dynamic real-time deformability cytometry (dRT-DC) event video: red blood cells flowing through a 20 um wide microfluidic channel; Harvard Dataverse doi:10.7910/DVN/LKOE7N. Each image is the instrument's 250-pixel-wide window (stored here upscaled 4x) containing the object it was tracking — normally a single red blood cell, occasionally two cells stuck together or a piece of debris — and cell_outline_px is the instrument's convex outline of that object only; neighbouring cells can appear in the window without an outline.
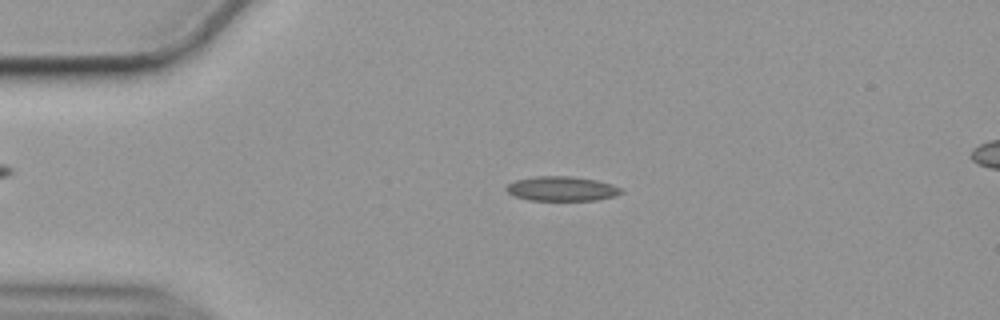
{"species": "common noctule bat (a hibernating species)", "species_latin": "Nyctalus noctula", "temperature_condition": "cold", "stored_images_in_passage": 53, "camera_frame_rate_fps": 3000, "um_per_image_px": 0.085, "animal": {"sex": "female", "body_mass_g": 19.9}, "frame": {"image": 1, "passage_image": 9, "time_ms": 2.667, "image_size_px": [1000, 320], "cell_outline_px": [[624, 192], [616, 196], [596, 200], [528, 200], [516, 196], [508, 192], [504, 188], [508, 184], [516, 180], [536, 176], [572, 176], [596, 180], [612, 184], [620, 188]], "centroid_in_image_um": [47.77, 16.04], "position_along_channel_um": 37.2, "area_um2": 16.42}}
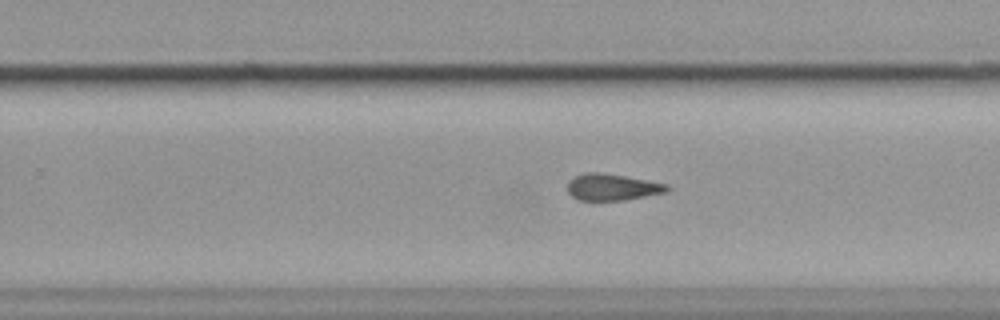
{"frame": {"image": 2, "passage_image": 32, "time_ms": 10.333, "image_size_px": [1000, 320], "cell_outline_px": [[672, 188], [668, 192], [624, 200], [580, 200], [572, 196], [568, 192], [568, 180], [584, 172], [600, 172], [624, 176], [668, 184]], "centroid_in_image_um": [52.06, 15.9], "position_along_channel_um": 277.7, "area_um2": 15.43}}
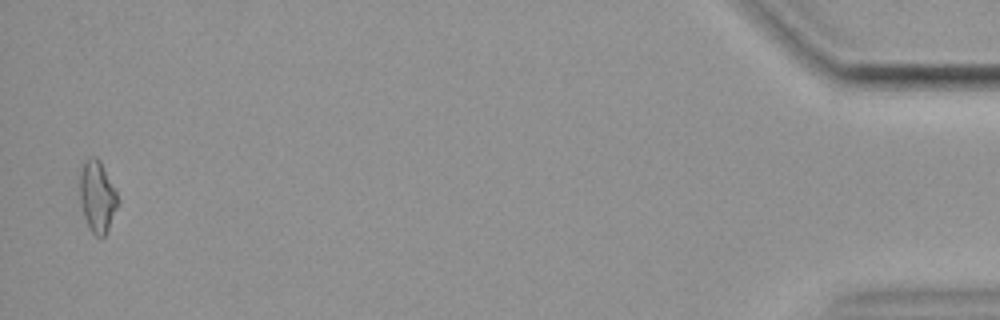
{"frame": {"image": 3, "passage_image": 52, "time_ms": 17.0, "image_size_px": [1000, 320], "cell_outline_px": [[120, 204], [104, 236], [100, 240], [88, 228], [84, 216], [80, 200], [80, 176], [84, 160], [88, 156], [96, 156], [100, 160], [120, 200]], "centroid_in_image_um": [8.28, 16.72], "position_along_channel_um": 426.9, "area_um2": 16.01}, "authors_computed_cell_mechanics": {"area_um2": 15.9528, "velocity_mm_per_s": 3.5706, "shape_relaxation_time_tau1_ms": null, "shape_relaxation_time_tau2_ms": 6.2882, "deformation_change_tau1": null, "deformation_change_tau2": 0.1489}}